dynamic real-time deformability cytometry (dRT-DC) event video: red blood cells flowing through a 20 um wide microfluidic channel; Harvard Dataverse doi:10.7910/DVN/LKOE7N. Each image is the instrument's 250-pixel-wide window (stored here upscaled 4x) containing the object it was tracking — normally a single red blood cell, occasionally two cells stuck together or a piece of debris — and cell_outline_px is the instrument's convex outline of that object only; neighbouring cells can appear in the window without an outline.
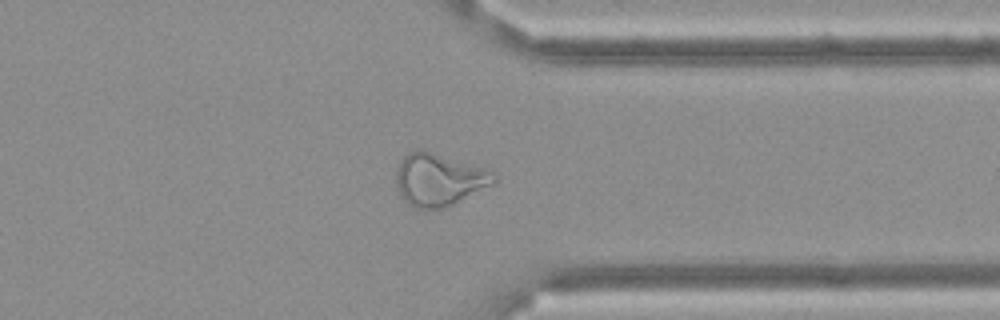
{"species": "Egyptian fruit bat (a non-hibernating species)", "species_latin": "Rousettus aegyptiacus", "temperature_condition": "cold", "stored_images_in_passage": 58, "camera_frame_rate_fps": 3000, "um_per_image_px": 0.085, "frame": {"image": 1, "passage_image": 46, "time_ms": 15.0, "image_size_px": [1000, 320], "cell_outline_px": [[496, 180], [492, 184], [444, 208], [416, 208], [408, 204], [400, 196], [396, 184], [396, 172], [400, 160], [408, 152], [416, 148], [484, 168], [496, 172]], "centroid_in_image_um": [37.27, 15.26], "position_along_channel_um": 374.1, "area_um2": 29.42}}
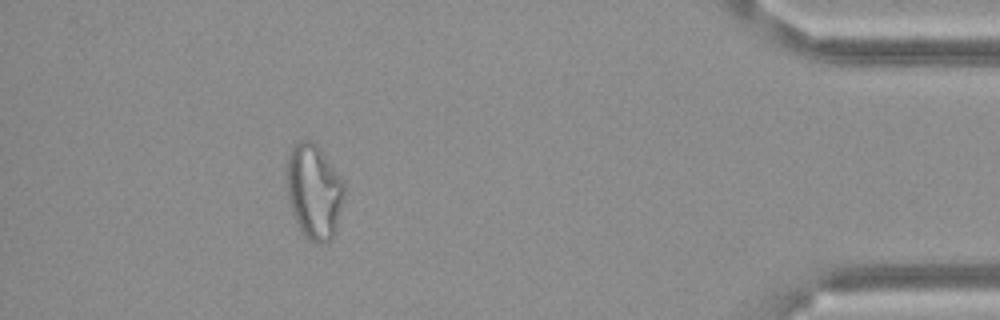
{"frame": {"image": 2, "passage_image": 53, "time_ms": 17.333, "image_size_px": [1000, 320], "cell_outline_px": [[344, 196], [336, 228], [332, 240], [324, 244], [316, 244], [308, 240], [300, 232], [292, 212], [288, 200], [288, 152], [292, 144], [296, 140], [312, 140], [316, 144], [344, 180]], "centroid_in_image_um": [26.69, 16.29], "position_along_channel_um": 408.5, "area_um2": 32.08}}